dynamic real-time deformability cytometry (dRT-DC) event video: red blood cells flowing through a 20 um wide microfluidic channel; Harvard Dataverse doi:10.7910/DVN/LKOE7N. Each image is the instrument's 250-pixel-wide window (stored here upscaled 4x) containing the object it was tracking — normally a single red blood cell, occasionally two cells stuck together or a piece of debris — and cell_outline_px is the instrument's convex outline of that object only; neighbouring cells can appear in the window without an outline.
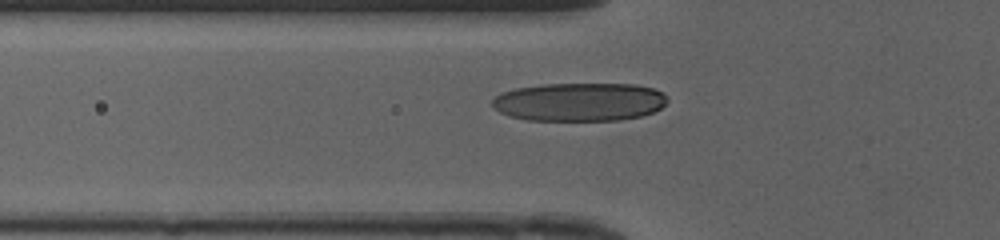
{"species": "human", "species_latin": "Homo sapiens", "temperature_condition": "cold", "stored_images_in_passage": 34, "camera_frame_rate_fps": 3000, "um_per_image_px": 0.085, "donor": {"sex": "female"}, "frame": {"image": 1, "passage_image": 7, "time_ms": 2.0, "image_size_px": [1000, 240], "cell_outline_px": [[668, 100], [660, 108], [652, 112], [640, 116], [620, 120], [528, 120], [508, 116], [500, 112], [492, 104], [492, 100], [500, 92], [516, 88], [544, 84], [636, 84], [652, 88], [664, 92], [668, 96]], "centroid_in_image_um": [49.26, 8.66], "position_along_channel_um": 76.5, "area_um2": 39.3}}
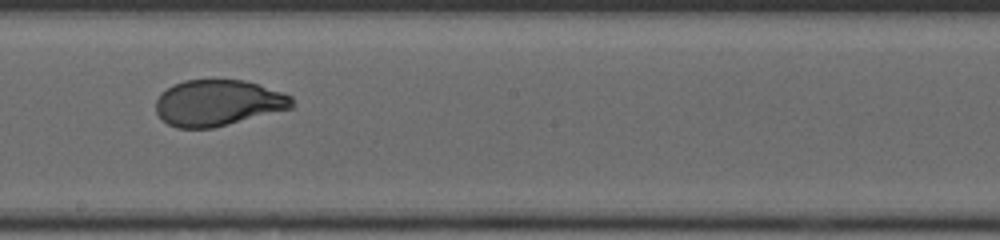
{"frame": {"image": 2, "passage_image": 18, "time_ms": 5.667, "image_size_px": [1000, 240], "cell_outline_px": [[296, 104], [292, 108], [212, 128], [176, 128], [168, 124], [156, 112], [156, 100], [160, 92], [184, 80], [244, 80], [292, 96]], "centroid_in_image_um": [18.52, 8.75], "position_along_channel_um": 229.7, "area_um2": 36.3}}
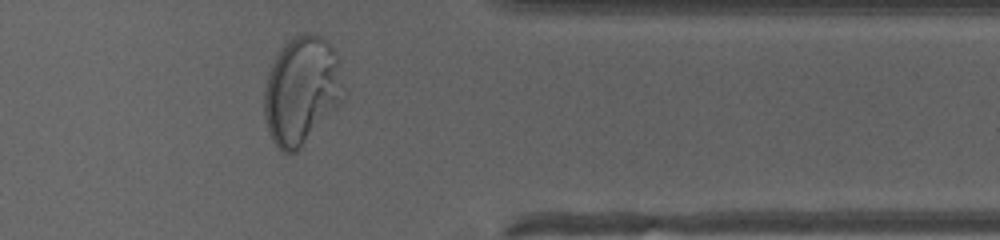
{"frame": {"image": 3, "passage_image": 30, "time_ms": 9.667, "image_size_px": [1000, 240], "cell_outline_px": [[348, 92], [336, 108], [300, 148], [296, 152], [284, 152], [272, 140], [264, 116], [264, 88], [268, 72], [276, 56], [284, 44], [288, 40], [296, 36], [308, 32], [320, 36], [332, 48], [336, 56]], "centroid_in_image_um": [25.65, 7.68], "position_along_channel_um": 385.8, "area_um2": 49.77}, "authors_computed_cell_mechanics": {"area_um2": 37.8301, "velocity_mm_per_s": 4.1498, "shape_relaxation_time_tau1_ms": 7.3091, "shape_relaxation_time_tau2_ms": null, "deformation_change_tau1": 0.304, "deformation_change_tau2": null}}